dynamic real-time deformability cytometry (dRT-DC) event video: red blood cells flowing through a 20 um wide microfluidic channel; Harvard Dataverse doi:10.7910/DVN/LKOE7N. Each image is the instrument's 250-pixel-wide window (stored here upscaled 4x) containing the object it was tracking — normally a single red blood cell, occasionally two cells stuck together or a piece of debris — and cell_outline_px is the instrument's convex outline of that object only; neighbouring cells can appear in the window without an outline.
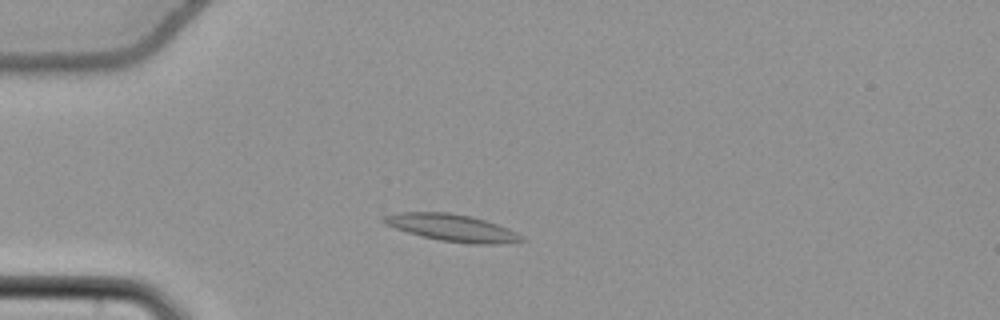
{"species": "common noctule bat (a hibernating species)", "species_latin": "Nyctalus noctula", "temperature_condition": "cold", "stored_images_in_passage": 51, "camera_frame_rate_fps": 3000, "um_per_image_px": 0.085, "animal": {"sex": "female", "body_mass_g": 22.7, "forearm_length_mm": 54.2}, "frame": {"image": 1, "passage_image": 11, "time_ms": 3.333, "image_size_px": [1000, 320], "cell_outline_px": [[528, 240], [508, 244], [472, 244], [440, 240], [420, 236], [384, 224], [380, 220], [384, 216], [400, 212], [448, 212], [472, 216], [508, 228], [516, 232]], "centroid_in_image_um": [38.46, 19.37], "position_along_channel_um": 46.5, "area_um2": 21.85}}
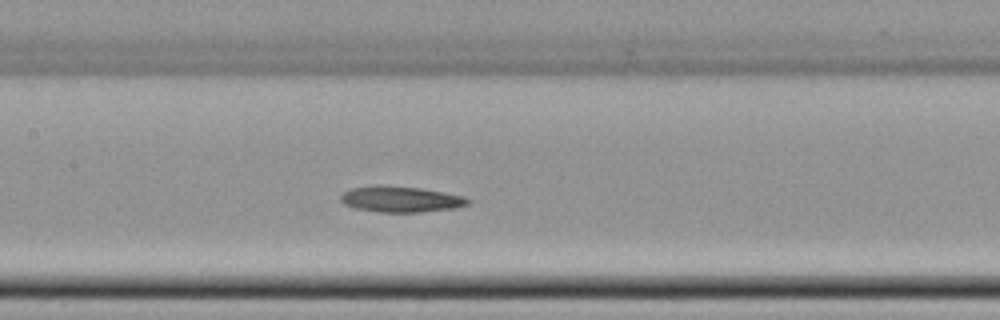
{"frame": {"image": 2, "passage_image": 23, "time_ms": 7.333, "image_size_px": [1000, 320], "cell_outline_px": [[472, 200], [468, 204], [452, 208], [420, 212], [376, 212], [356, 208], [344, 204], [340, 200], [340, 196], [344, 192], [352, 188], [376, 184], [384, 184], [420, 188], [444, 192], [464, 196]], "centroid_in_image_um": [34.04, 16.91], "position_along_channel_um": 173.4, "area_um2": 19.36}}
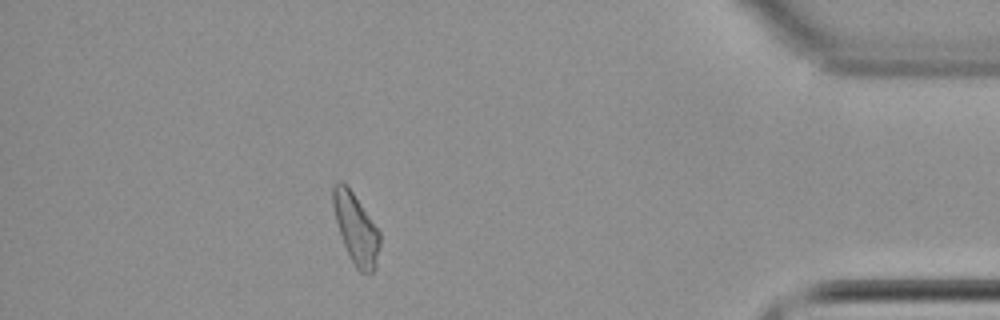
{"frame": {"image": 3, "passage_image": 45, "time_ms": 14.667, "image_size_px": [1000, 320], "cell_outline_px": [[380, 244], [376, 268], [372, 272], [360, 272], [356, 268], [344, 244], [336, 220], [332, 204], [332, 184], [340, 180], [352, 192], [380, 232]], "centroid_in_image_um": [30.25, 19.43], "position_along_channel_um": 404.9, "area_um2": 18.79}, "authors_computed_cell_mechanics": {"area_um2": 19.4208, "velocity_mm_per_s": 3.7706, "shape_relaxation_time_tau1_ms": 5.1518, "shape_relaxation_time_tau2_ms": null, "deformation_change_tau1": 0.1053, "deformation_change_tau2": null}}